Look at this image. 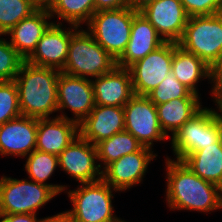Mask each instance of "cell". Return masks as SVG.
Returning <instances> with one entry per match:
<instances>
[{"label":"cell","instance_id":"obj_31","mask_svg":"<svg viewBox=\"0 0 222 222\" xmlns=\"http://www.w3.org/2000/svg\"><path fill=\"white\" fill-rule=\"evenodd\" d=\"M21 114L18 88L14 81L0 82V125Z\"/></svg>","mask_w":222,"mask_h":222},{"label":"cell","instance_id":"obj_6","mask_svg":"<svg viewBox=\"0 0 222 222\" xmlns=\"http://www.w3.org/2000/svg\"><path fill=\"white\" fill-rule=\"evenodd\" d=\"M138 12L130 6L95 12L86 31L116 60L125 52L133 17Z\"/></svg>","mask_w":222,"mask_h":222},{"label":"cell","instance_id":"obj_14","mask_svg":"<svg viewBox=\"0 0 222 222\" xmlns=\"http://www.w3.org/2000/svg\"><path fill=\"white\" fill-rule=\"evenodd\" d=\"M52 23L43 33L36 49L26 59L32 65L55 68L65 67L71 36L80 28L75 25Z\"/></svg>","mask_w":222,"mask_h":222},{"label":"cell","instance_id":"obj_30","mask_svg":"<svg viewBox=\"0 0 222 222\" xmlns=\"http://www.w3.org/2000/svg\"><path fill=\"white\" fill-rule=\"evenodd\" d=\"M24 61L9 40L0 35V82L14 81Z\"/></svg>","mask_w":222,"mask_h":222},{"label":"cell","instance_id":"obj_19","mask_svg":"<svg viewBox=\"0 0 222 222\" xmlns=\"http://www.w3.org/2000/svg\"><path fill=\"white\" fill-rule=\"evenodd\" d=\"M51 117L38 119L36 150L58 156L79 135L78 123Z\"/></svg>","mask_w":222,"mask_h":222},{"label":"cell","instance_id":"obj_11","mask_svg":"<svg viewBox=\"0 0 222 222\" xmlns=\"http://www.w3.org/2000/svg\"><path fill=\"white\" fill-rule=\"evenodd\" d=\"M174 42H164L128 67L134 94L147 95L171 73Z\"/></svg>","mask_w":222,"mask_h":222},{"label":"cell","instance_id":"obj_35","mask_svg":"<svg viewBox=\"0 0 222 222\" xmlns=\"http://www.w3.org/2000/svg\"><path fill=\"white\" fill-rule=\"evenodd\" d=\"M36 214H0V222H42Z\"/></svg>","mask_w":222,"mask_h":222},{"label":"cell","instance_id":"obj_21","mask_svg":"<svg viewBox=\"0 0 222 222\" xmlns=\"http://www.w3.org/2000/svg\"><path fill=\"white\" fill-rule=\"evenodd\" d=\"M51 19L49 10L37 9L29 17L22 19L4 36H8L10 44L26 60L36 49L43 33L53 23Z\"/></svg>","mask_w":222,"mask_h":222},{"label":"cell","instance_id":"obj_9","mask_svg":"<svg viewBox=\"0 0 222 222\" xmlns=\"http://www.w3.org/2000/svg\"><path fill=\"white\" fill-rule=\"evenodd\" d=\"M123 109L125 131L144 147L153 150L154 142L169 140L160 127L156 105L147 96L135 94Z\"/></svg>","mask_w":222,"mask_h":222},{"label":"cell","instance_id":"obj_12","mask_svg":"<svg viewBox=\"0 0 222 222\" xmlns=\"http://www.w3.org/2000/svg\"><path fill=\"white\" fill-rule=\"evenodd\" d=\"M59 168L81 183L102 179V170L97 160L96 146L80 135L58 155Z\"/></svg>","mask_w":222,"mask_h":222},{"label":"cell","instance_id":"obj_16","mask_svg":"<svg viewBox=\"0 0 222 222\" xmlns=\"http://www.w3.org/2000/svg\"><path fill=\"white\" fill-rule=\"evenodd\" d=\"M38 119L20 115L0 125V156L24 158L36 149Z\"/></svg>","mask_w":222,"mask_h":222},{"label":"cell","instance_id":"obj_17","mask_svg":"<svg viewBox=\"0 0 222 222\" xmlns=\"http://www.w3.org/2000/svg\"><path fill=\"white\" fill-rule=\"evenodd\" d=\"M124 130L123 107L95 105L78 124L79 135L94 145Z\"/></svg>","mask_w":222,"mask_h":222},{"label":"cell","instance_id":"obj_20","mask_svg":"<svg viewBox=\"0 0 222 222\" xmlns=\"http://www.w3.org/2000/svg\"><path fill=\"white\" fill-rule=\"evenodd\" d=\"M164 42L154 26L138 12L133 17L130 39L125 52L117 60V66L128 68L136 61L157 49Z\"/></svg>","mask_w":222,"mask_h":222},{"label":"cell","instance_id":"obj_10","mask_svg":"<svg viewBox=\"0 0 222 222\" xmlns=\"http://www.w3.org/2000/svg\"><path fill=\"white\" fill-rule=\"evenodd\" d=\"M57 103V117L71 119L79 124L95 106L92 81L61 71L57 82ZM65 110H70L72 117H68Z\"/></svg>","mask_w":222,"mask_h":222},{"label":"cell","instance_id":"obj_3","mask_svg":"<svg viewBox=\"0 0 222 222\" xmlns=\"http://www.w3.org/2000/svg\"><path fill=\"white\" fill-rule=\"evenodd\" d=\"M118 190L103 179L91 183H78L77 188L65 189L72 207L65 212L75 222H121L114 212L112 199Z\"/></svg>","mask_w":222,"mask_h":222},{"label":"cell","instance_id":"obj_24","mask_svg":"<svg viewBox=\"0 0 222 222\" xmlns=\"http://www.w3.org/2000/svg\"><path fill=\"white\" fill-rule=\"evenodd\" d=\"M200 178L222 188V137L190 153L183 161Z\"/></svg>","mask_w":222,"mask_h":222},{"label":"cell","instance_id":"obj_34","mask_svg":"<svg viewBox=\"0 0 222 222\" xmlns=\"http://www.w3.org/2000/svg\"><path fill=\"white\" fill-rule=\"evenodd\" d=\"M95 12L129 6V0H94Z\"/></svg>","mask_w":222,"mask_h":222},{"label":"cell","instance_id":"obj_39","mask_svg":"<svg viewBox=\"0 0 222 222\" xmlns=\"http://www.w3.org/2000/svg\"><path fill=\"white\" fill-rule=\"evenodd\" d=\"M216 108H218L216 110H217V112H218V114H219V116H220V118L222 120V104L221 105H217Z\"/></svg>","mask_w":222,"mask_h":222},{"label":"cell","instance_id":"obj_33","mask_svg":"<svg viewBox=\"0 0 222 222\" xmlns=\"http://www.w3.org/2000/svg\"><path fill=\"white\" fill-rule=\"evenodd\" d=\"M211 99L215 104H222V57L210 67Z\"/></svg>","mask_w":222,"mask_h":222},{"label":"cell","instance_id":"obj_23","mask_svg":"<svg viewBox=\"0 0 222 222\" xmlns=\"http://www.w3.org/2000/svg\"><path fill=\"white\" fill-rule=\"evenodd\" d=\"M201 101V98H176L156 105L158 120L164 134L172 138L190 118L203 108Z\"/></svg>","mask_w":222,"mask_h":222},{"label":"cell","instance_id":"obj_26","mask_svg":"<svg viewBox=\"0 0 222 222\" xmlns=\"http://www.w3.org/2000/svg\"><path fill=\"white\" fill-rule=\"evenodd\" d=\"M25 158L24 170L28 175V179L49 186L58 195L62 194V192L64 193L68 187L70 188L69 185L53 184L47 181L59 167L58 156L35 149Z\"/></svg>","mask_w":222,"mask_h":222},{"label":"cell","instance_id":"obj_8","mask_svg":"<svg viewBox=\"0 0 222 222\" xmlns=\"http://www.w3.org/2000/svg\"><path fill=\"white\" fill-rule=\"evenodd\" d=\"M178 45L211 67L222 57V13L189 17Z\"/></svg>","mask_w":222,"mask_h":222},{"label":"cell","instance_id":"obj_15","mask_svg":"<svg viewBox=\"0 0 222 222\" xmlns=\"http://www.w3.org/2000/svg\"><path fill=\"white\" fill-rule=\"evenodd\" d=\"M139 12L165 42L178 43L189 18L180 0H156Z\"/></svg>","mask_w":222,"mask_h":222},{"label":"cell","instance_id":"obj_38","mask_svg":"<svg viewBox=\"0 0 222 222\" xmlns=\"http://www.w3.org/2000/svg\"><path fill=\"white\" fill-rule=\"evenodd\" d=\"M56 0H32L33 5L37 9L49 10Z\"/></svg>","mask_w":222,"mask_h":222},{"label":"cell","instance_id":"obj_37","mask_svg":"<svg viewBox=\"0 0 222 222\" xmlns=\"http://www.w3.org/2000/svg\"><path fill=\"white\" fill-rule=\"evenodd\" d=\"M156 0H129V6L139 12L140 10H142L145 6H147L148 4L155 2Z\"/></svg>","mask_w":222,"mask_h":222},{"label":"cell","instance_id":"obj_13","mask_svg":"<svg viewBox=\"0 0 222 222\" xmlns=\"http://www.w3.org/2000/svg\"><path fill=\"white\" fill-rule=\"evenodd\" d=\"M158 155L154 150L143 147L140 151L124 155L102 170V179L113 189L125 192L142 184L148 166Z\"/></svg>","mask_w":222,"mask_h":222},{"label":"cell","instance_id":"obj_7","mask_svg":"<svg viewBox=\"0 0 222 222\" xmlns=\"http://www.w3.org/2000/svg\"><path fill=\"white\" fill-rule=\"evenodd\" d=\"M58 194L49 186L26 179L0 177V214H36Z\"/></svg>","mask_w":222,"mask_h":222},{"label":"cell","instance_id":"obj_25","mask_svg":"<svg viewBox=\"0 0 222 222\" xmlns=\"http://www.w3.org/2000/svg\"><path fill=\"white\" fill-rule=\"evenodd\" d=\"M95 146L101 170L120 157L140 151L144 147L131 133L125 130L112 135Z\"/></svg>","mask_w":222,"mask_h":222},{"label":"cell","instance_id":"obj_29","mask_svg":"<svg viewBox=\"0 0 222 222\" xmlns=\"http://www.w3.org/2000/svg\"><path fill=\"white\" fill-rule=\"evenodd\" d=\"M146 96L155 105H159L176 98H201L180 83L172 72L169 73L166 78Z\"/></svg>","mask_w":222,"mask_h":222},{"label":"cell","instance_id":"obj_22","mask_svg":"<svg viewBox=\"0 0 222 222\" xmlns=\"http://www.w3.org/2000/svg\"><path fill=\"white\" fill-rule=\"evenodd\" d=\"M171 72L176 79L198 96V83L203 80L210 81V67L199 57L186 51L178 43H174V54Z\"/></svg>","mask_w":222,"mask_h":222},{"label":"cell","instance_id":"obj_32","mask_svg":"<svg viewBox=\"0 0 222 222\" xmlns=\"http://www.w3.org/2000/svg\"><path fill=\"white\" fill-rule=\"evenodd\" d=\"M188 17L222 13V0H180Z\"/></svg>","mask_w":222,"mask_h":222},{"label":"cell","instance_id":"obj_27","mask_svg":"<svg viewBox=\"0 0 222 222\" xmlns=\"http://www.w3.org/2000/svg\"><path fill=\"white\" fill-rule=\"evenodd\" d=\"M49 13L54 18L53 23L63 24L64 21L68 25L83 27L95 13V4L94 0H56Z\"/></svg>","mask_w":222,"mask_h":222},{"label":"cell","instance_id":"obj_18","mask_svg":"<svg viewBox=\"0 0 222 222\" xmlns=\"http://www.w3.org/2000/svg\"><path fill=\"white\" fill-rule=\"evenodd\" d=\"M95 105L124 107L135 95L128 68L116 66L93 80Z\"/></svg>","mask_w":222,"mask_h":222},{"label":"cell","instance_id":"obj_28","mask_svg":"<svg viewBox=\"0 0 222 222\" xmlns=\"http://www.w3.org/2000/svg\"><path fill=\"white\" fill-rule=\"evenodd\" d=\"M36 10L32 0H0V35L4 36Z\"/></svg>","mask_w":222,"mask_h":222},{"label":"cell","instance_id":"obj_2","mask_svg":"<svg viewBox=\"0 0 222 222\" xmlns=\"http://www.w3.org/2000/svg\"><path fill=\"white\" fill-rule=\"evenodd\" d=\"M60 70L22 63L14 79L21 114L31 118H51L57 113V82Z\"/></svg>","mask_w":222,"mask_h":222},{"label":"cell","instance_id":"obj_36","mask_svg":"<svg viewBox=\"0 0 222 222\" xmlns=\"http://www.w3.org/2000/svg\"><path fill=\"white\" fill-rule=\"evenodd\" d=\"M42 222H75L65 211L52 216H46Z\"/></svg>","mask_w":222,"mask_h":222},{"label":"cell","instance_id":"obj_1","mask_svg":"<svg viewBox=\"0 0 222 222\" xmlns=\"http://www.w3.org/2000/svg\"><path fill=\"white\" fill-rule=\"evenodd\" d=\"M166 156V207L211 214L222 209V188L196 175L185 163Z\"/></svg>","mask_w":222,"mask_h":222},{"label":"cell","instance_id":"obj_5","mask_svg":"<svg viewBox=\"0 0 222 222\" xmlns=\"http://www.w3.org/2000/svg\"><path fill=\"white\" fill-rule=\"evenodd\" d=\"M222 137V120L216 108L203 107L170 138L174 160L183 161L190 153L213 145Z\"/></svg>","mask_w":222,"mask_h":222},{"label":"cell","instance_id":"obj_4","mask_svg":"<svg viewBox=\"0 0 222 222\" xmlns=\"http://www.w3.org/2000/svg\"><path fill=\"white\" fill-rule=\"evenodd\" d=\"M114 59L87 31L80 27L69 43L68 57L62 72L93 80L112 71Z\"/></svg>","mask_w":222,"mask_h":222}]
</instances>
